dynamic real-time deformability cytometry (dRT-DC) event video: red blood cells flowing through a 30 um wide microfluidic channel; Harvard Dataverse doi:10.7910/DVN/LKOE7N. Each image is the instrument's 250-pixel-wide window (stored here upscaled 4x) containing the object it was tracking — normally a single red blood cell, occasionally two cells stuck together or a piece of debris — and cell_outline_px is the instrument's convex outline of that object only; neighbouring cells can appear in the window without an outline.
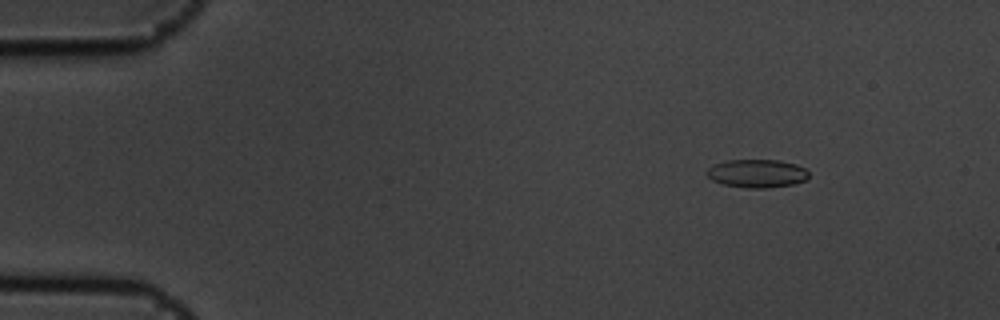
{"species": "common noctule bat (a hibernating species)", "species_latin": "Nyctalus noctula", "temperature_condition": "cold", "stored_images_in_passage": 10, "camera_frame_rate_fps": 3000, "um_per_image_px": 0.085, "animal": {"sex": "male", "body_mass_g": 19.5, "forearm_length_mm": 54.6}, "frame": {"image": 1, "passage_image": 2, "time_ms": 0.333, "image_size_px": [1000, 320], "cell_outline_px": [[808, 176], [804, 180], [792, 184], [764, 188], [748, 188], [724, 184], [712, 180], [704, 172], [708, 168], [716, 164], [728, 160], [780, 160], [796, 164], [804, 168], [808, 172]], "centroid_in_image_um": [64.33, 14.73], "position_along_channel_um": 20.7, "area_um2": 16.59}}
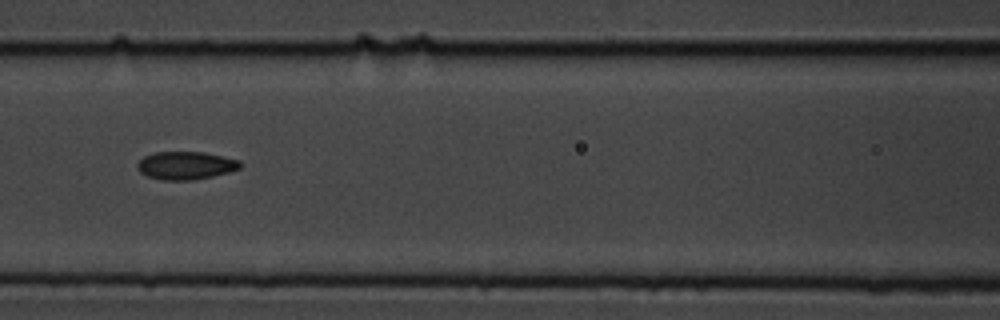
{"frame": {"image": 2, "passage_image": 7, "time_ms": 2.0, "image_size_px": [1000, 320], "cell_outline_px": [[240, 168], [228, 172], [212, 176], [192, 180], [164, 180], [148, 176], [140, 172], [136, 168], [136, 164], [144, 156], [156, 152], [204, 152], [240, 160]], "centroid_in_image_um": [15.76, 14.06], "position_along_channel_um": 150.8, "area_um2": 16.65}}
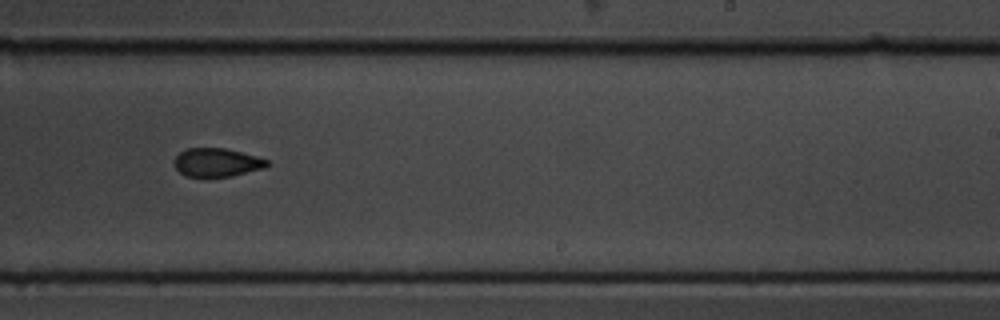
{"frame": {"image": 3, "passage_image": 10, "time_ms": 3.0, "image_size_px": [1000, 320], "cell_outline_px": [[268, 164], [264, 168], [232, 176], [184, 176], [176, 168], [176, 156], [184, 148], [224, 148], [256, 156], [268, 160]], "centroid_in_image_um": [18.43, 13.8], "position_along_channel_um": 270.6, "area_um2": 15.14}}